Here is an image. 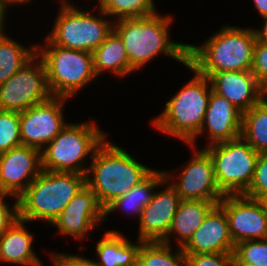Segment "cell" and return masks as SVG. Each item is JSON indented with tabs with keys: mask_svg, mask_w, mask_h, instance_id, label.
Here are the masks:
<instances>
[{
	"mask_svg": "<svg viewBox=\"0 0 267 266\" xmlns=\"http://www.w3.org/2000/svg\"><path fill=\"white\" fill-rule=\"evenodd\" d=\"M171 22L170 14L161 16L159 12L146 17L114 20L113 30L123 41L133 71L145 67L161 53L184 66L188 63V43L171 41Z\"/></svg>",
	"mask_w": 267,
	"mask_h": 266,
	"instance_id": "cell-1",
	"label": "cell"
},
{
	"mask_svg": "<svg viewBox=\"0 0 267 266\" xmlns=\"http://www.w3.org/2000/svg\"><path fill=\"white\" fill-rule=\"evenodd\" d=\"M89 164L86 185L96 194L104 209L154 170L108 139L97 148Z\"/></svg>",
	"mask_w": 267,
	"mask_h": 266,
	"instance_id": "cell-2",
	"label": "cell"
},
{
	"mask_svg": "<svg viewBox=\"0 0 267 266\" xmlns=\"http://www.w3.org/2000/svg\"><path fill=\"white\" fill-rule=\"evenodd\" d=\"M257 37L253 28L222 26L200 46L188 44V63L200 74L251 70Z\"/></svg>",
	"mask_w": 267,
	"mask_h": 266,
	"instance_id": "cell-3",
	"label": "cell"
},
{
	"mask_svg": "<svg viewBox=\"0 0 267 266\" xmlns=\"http://www.w3.org/2000/svg\"><path fill=\"white\" fill-rule=\"evenodd\" d=\"M185 66L195 72L194 77L166 102L163 112L152 120L151 125L158 132L189 143L200 132L212 87L208 77L189 63Z\"/></svg>",
	"mask_w": 267,
	"mask_h": 266,
	"instance_id": "cell-4",
	"label": "cell"
},
{
	"mask_svg": "<svg viewBox=\"0 0 267 266\" xmlns=\"http://www.w3.org/2000/svg\"><path fill=\"white\" fill-rule=\"evenodd\" d=\"M85 185V174L42 170L18 197L19 219L52 224Z\"/></svg>",
	"mask_w": 267,
	"mask_h": 266,
	"instance_id": "cell-5",
	"label": "cell"
},
{
	"mask_svg": "<svg viewBox=\"0 0 267 266\" xmlns=\"http://www.w3.org/2000/svg\"><path fill=\"white\" fill-rule=\"evenodd\" d=\"M95 121L69 123L41 151L42 170L87 173L84 160L93 158L97 148L108 137Z\"/></svg>",
	"mask_w": 267,
	"mask_h": 266,
	"instance_id": "cell-6",
	"label": "cell"
},
{
	"mask_svg": "<svg viewBox=\"0 0 267 266\" xmlns=\"http://www.w3.org/2000/svg\"><path fill=\"white\" fill-rule=\"evenodd\" d=\"M36 45V54L42 60L49 90L54 97L72 98L96 79L92 53L67 49L53 44Z\"/></svg>",
	"mask_w": 267,
	"mask_h": 266,
	"instance_id": "cell-7",
	"label": "cell"
},
{
	"mask_svg": "<svg viewBox=\"0 0 267 266\" xmlns=\"http://www.w3.org/2000/svg\"><path fill=\"white\" fill-rule=\"evenodd\" d=\"M60 6L55 23L47 35L57 46L92 53L113 31L114 21L109 20L111 17L99 7L97 11L100 17L72 3Z\"/></svg>",
	"mask_w": 267,
	"mask_h": 266,
	"instance_id": "cell-8",
	"label": "cell"
},
{
	"mask_svg": "<svg viewBox=\"0 0 267 266\" xmlns=\"http://www.w3.org/2000/svg\"><path fill=\"white\" fill-rule=\"evenodd\" d=\"M214 163L215 178L225 195H242L250 187L259 153L241 136L204 148Z\"/></svg>",
	"mask_w": 267,
	"mask_h": 266,
	"instance_id": "cell-9",
	"label": "cell"
},
{
	"mask_svg": "<svg viewBox=\"0 0 267 266\" xmlns=\"http://www.w3.org/2000/svg\"><path fill=\"white\" fill-rule=\"evenodd\" d=\"M51 97L46 70L37 54L11 78L0 84L1 110L22 112Z\"/></svg>",
	"mask_w": 267,
	"mask_h": 266,
	"instance_id": "cell-10",
	"label": "cell"
},
{
	"mask_svg": "<svg viewBox=\"0 0 267 266\" xmlns=\"http://www.w3.org/2000/svg\"><path fill=\"white\" fill-rule=\"evenodd\" d=\"M190 147L194 155L181 170L179 179H175L169 171H165V179L172 181L170 184L176 189L181 200L220 201L225 194L216 182L211 156L204 148L197 151V147Z\"/></svg>",
	"mask_w": 267,
	"mask_h": 266,
	"instance_id": "cell-11",
	"label": "cell"
},
{
	"mask_svg": "<svg viewBox=\"0 0 267 266\" xmlns=\"http://www.w3.org/2000/svg\"><path fill=\"white\" fill-rule=\"evenodd\" d=\"M67 98L52 96L49 100L19 112L23 146L42 149L68 124L63 115Z\"/></svg>",
	"mask_w": 267,
	"mask_h": 266,
	"instance_id": "cell-12",
	"label": "cell"
},
{
	"mask_svg": "<svg viewBox=\"0 0 267 266\" xmlns=\"http://www.w3.org/2000/svg\"><path fill=\"white\" fill-rule=\"evenodd\" d=\"M228 219L234 244L245 240L267 238V212L262 204L242 195H225L218 203Z\"/></svg>",
	"mask_w": 267,
	"mask_h": 266,
	"instance_id": "cell-13",
	"label": "cell"
},
{
	"mask_svg": "<svg viewBox=\"0 0 267 266\" xmlns=\"http://www.w3.org/2000/svg\"><path fill=\"white\" fill-rule=\"evenodd\" d=\"M41 150L19 146L0 154V193L19 197L41 173Z\"/></svg>",
	"mask_w": 267,
	"mask_h": 266,
	"instance_id": "cell-14",
	"label": "cell"
},
{
	"mask_svg": "<svg viewBox=\"0 0 267 266\" xmlns=\"http://www.w3.org/2000/svg\"><path fill=\"white\" fill-rule=\"evenodd\" d=\"M104 219V208L99 204L96 194L85 185L51 225L58 228L60 234L79 240L88 237L89 231Z\"/></svg>",
	"mask_w": 267,
	"mask_h": 266,
	"instance_id": "cell-15",
	"label": "cell"
},
{
	"mask_svg": "<svg viewBox=\"0 0 267 266\" xmlns=\"http://www.w3.org/2000/svg\"><path fill=\"white\" fill-rule=\"evenodd\" d=\"M180 201V196L170 182L164 190H155L151 202L144 207L138 218L137 239L143 242H162L167 236Z\"/></svg>",
	"mask_w": 267,
	"mask_h": 266,
	"instance_id": "cell-16",
	"label": "cell"
},
{
	"mask_svg": "<svg viewBox=\"0 0 267 266\" xmlns=\"http://www.w3.org/2000/svg\"><path fill=\"white\" fill-rule=\"evenodd\" d=\"M243 113L226 98L211 90L200 132L187 144L196 147L198 136L208 134L209 145L240 137Z\"/></svg>",
	"mask_w": 267,
	"mask_h": 266,
	"instance_id": "cell-17",
	"label": "cell"
},
{
	"mask_svg": "<svg viewBox=\"0 0 267 266\" xmlns=\"http://www.w3.org/2000/svg\"><path fill=\"white\" fill-rule=\"evenodd\" d=\"M209 81L213 92L226 98L242 113L267 96L250 70L216 72L209 77Z\"/></svg>",
	"mask_w": 267,
	"mask_h": 266,
	"instance_id": "cell-18",
	"label": "cell"
},
{
	"mask_svg": "<svg viewBox=\"0 0 267 266\" xmlns=\"http://www.w3.org/2000/svg\"><path fill=\"white\" fill-rule=\"evenodd\" d=\"M234 248L227 216L217 204L182 250L184 254L233 253Z\"/></svg>",
	"mask_w": 267,
	"mask_h": 266,
	"instance_id": "cell-19",
	"label": "cell"
},
{
	"mask_svg": "<svg viewBox=\"0 0 267 266\" xmlns=\"http://www.w3.org/2000/svg\"><path fill=\"white\" fill-rule=\"evenodd\" d=\"M220 201L181 200L177 212L172 219L167 236L162 243L171 245V235L175 236V243L183 248L200 227L208 213ZM176 234V235H175ZM177 236V237H176Z\"/></svg>",
	"mask_w": 267,
	"mask_h": 266,
	"instance_id": "cell-20",
	"label": "cell"
},
{
	"mask_svg": "<svg viewBox=\"0 0 267 266\" xmlns=\"http://www.w3.org/2000/svg\"><path fill=\"white\" fill-rule=\"evenodd\" d=\"M25 221L17 219L0 236V261L22 266H41L43 263L33 248V233L24 226Z\"/></svg>",
	"mask_w": 267,
	"mask_h": 266,
	"instance_id": "cell-21",
	"label": "cell"
},
{
	"mask_svg": "<svg viewBox=\"0 0 267 266\" xmlns=\"http://www.w3.org/2000/svg\"><path fill=\"white\" fill-rule=\"evenodd\" d=\"M118 230H108L95 245L97 266H137V257L143 241L133 243Z\"/></svg>",
	"mask_w": 267,
	"mask_h": 266,
	"instance_id": "cell-22",
	"label": "cell"
},
{
	"mask_svg": "<svg viewBox=\"0 0 267 266\" xmlns=\"http://www.w3.org/2000/svg\"><path fill=\"white\" fill-rule=\"evenodd\" d=\"M168 181L165 179V171L154 169L144 180L138 185L133 186L125 195L116 198L110 203L105 210V218L112 212L124 210L127 214L140 215L145 206L152 199L154 189L164 186Z\"/></svg>",
	"mask_w": 267,
	"mask_h": 266,
	"instance_id": "cell-23",
	"label": "cell"
},
{
	"mask_svg": "<svg viewBox=\"0 0 267 266\" xmlns=\"http://www.w3.org/2000/svg\"><path fill=\"white\" fill-rule=\"evenodd\" d=\"M94 72L99 77L103 72H112L120 77L131 75L127 51L122 39L113 30L107 38L92 52Z\"/></svg>",
	"mask_w": 267,
	"mask_h": 266,
	"instance_id": "cell-24",
	"label": "cell"
},
{
	"mask_svg": "<svg viewBox=\"0 0 267 266\" xmlns=\"http://www.w3.org/2000/svg\"><path fill=\"white\" fill-rule=\"evenodd\" d=\"M240 136L259 154L267 153V96L243 113Z\"/></svg>",
	"mask_w": 267,
	"mask_h": 266,
	"instance_id": "cell-25",
	"label": "cell"
},
{
	"mask_svg": "<svg viewBox=\"0 0 267 266\" xmlns=\"http://www.w3.org/2000/svg\"><path fill=\"white\" fill-rule=\"evenodd\" d=\"M35 55L36 44L28 48L7 34H0V84L11 78Z\"/></svg>",
	"mask_w": 267,
	"mask_h": 266,
	"instance_id": "cell-26",
	"label": "cell"
},
{
	"mask_svg": "<svg viewBox=\"0 0 267 266\" xmlns=\"http://www.w3.org/2000/svg\"><path fill=\"white\" fill-rule=\"evenodd\" d=\"M162 242H143L140 246L137 266H187V258L182 248Z\"/></svg>",
	"mask_w": 267,
	"mask_h": 266,
	"instance_id": "cell-27",
	"label": "cell"
},
{
	"mask_svg": "<svg viewBox=\"0 0 267 266\" xmlns=\"http://www.w3.org/2000/svg\"><path fill=\"white\" fill-rule=\"evenodd\" d=\"M99 9L113 21L122 18L146 17L158 13L155 0H98Z\"/></svg>",
	"mask_w": 267,
	"mask_h": 266,
	"instance_id": "cell-28",
	"label": "cell"
},
{
	"mask_svg": "<svg viewBox=\"0 0 267 266\" xmlns=\"http://www.w3.org/2000/svg\"><path fill=\"white\" fill-rule=\"evenodd\" d=\"M233 254L237 266H267V238L239 242Z\"/></svg>",
	"mask_w": 267,
	"mask_h": 266,
	"instance_id": "cell-29",
	"label": "cell"
},
{
	"mask_svg": "<svg viewBox=\"0 0 267 266\" xmlns=\"http://www.w3.org/2000/svg\"><path fill=\"white\" fill-rule=\"evenodd\" d=\"M22 146L19 112L0 109V154Z\"/></svg>",
	"mask_w": 267,
	"mask_h": 266,
	"instance_id": "cell-30",
	"label": "cell"
},
{
	"mask_svg": "<svg viewBox=\"0 0 267 266\" xmlns=\"http://www.w3.org/2000/svg\"><path fill=\"white\" fill-rule=\"evenodd\" d=\"M267 193V153L259 154L249 189L243 194L258 200Z\"/></svg>",
	"mask_w": 267,
	"mask_h": 266,
	"instance_id": "cell-31",
	"label": "cell"
},
{
	"mask_svg": "<svg viewBox=\"0 0 267 266\" xmlns=\"http://www.w3.org/2000/svg\"><path fill=\"white\" fill-rule=\"evenodd\" d=\"M187 266H237L233 253L185 254Z\"/></svg>",
	"mask_w": 267,
	"mask_h": 266,
	"instance_id": "cell-32",
	"label": "cell"
},
{
	"mask_svg": "<svg viewBox=\"0 0 267 266\" xmlns=\"http://www.w3.org/2000/svg\"><path fill=\"white\" fill-rule=\"evenodd\" d=\"M259 85L267 92V44L256 40L254 46L253 63L250 70Z\"/></svg>",
	"mask_w": 267,
	"mask_h": 266,
	"instance_id": "cell-33",
	"label": "cell"
},
{
	"mask_svg": "<svg viewBox=\"0 0 267 266\" xmlns=\"http://www.w3.org/2000/svg\"><path fill=\"white\" fill-rule=\"evenodd\" d=\"M13 197V206L9 205L5 199L6 197ZM19 218L18 197L10 194L0 195V236L6 232L14 222Z\"/></svg>",
	"mask_w": 267,
	"mask_h": 266,
	"instance_id": "cell-34",
	"label": "cell"
},
{
	"mask_svg": "<svg viewBox=\"0 0 267 266\" xmlns=\"http://www.w3.org/2000/svg\"><path fill=\"white\" fill-rule=\"evenodd\" d=\"M51 262L53 266H97L95 260L85 258L75 254H66V253H50Z\"/></svg>",
	"mask_w": 267,
	"mask_h": 266,
	"instance_id": "cell-35",
	"label": "cell"
},
{
	"mask_svg": "<svg viewBox=\"0 0 267 266\" xmlns=\"http://www.w3.org/2000/svg\"><path fill=\"white\" fill-rule=\"evenodd\" d=\"M264 19V26L261 28L254 29L256 32L257 40L267 44V16L263 17Z\"/></svg>",
	"mask_w": 267,
	"mask_h": 266,
	"instance_id": "cell-36",
	"label": "cell"
},
{
	"mask_svg": "<svg viewBox=\"0 0 267 266\" xmlns=\"http://www.w3.org/2000/svg\"><path fill=\"white\" fill-rule=\"evenodd\" d=\"M8 13V8L0 1V34L5 33V19Z\"/></svg>",
	"mask_w": 267,
	"mask_h": 266,
	"instance_id": "cell-37",
	"label": "cell"
},
{
	"mask_svg": "<svg viewBox=\"0 0 267 266\" xmlns=\"http://www.w3.org/2000/svg\"><path fill=\"white\" fill-rule=\"evenodd\" d=\"M259 15L263 17L267 16V0H253Z\"/></svg>",
	"mask_w": 267,
	"mask_h": 266,
	"instance_id": "cell-38",
	"label": "cell"
},
{
	"mask_svg": "<svg viewBox=\"0 0 267 266\" xmlns=\"http://www.w3.org/2000/svg\"><path fill=\"white\" fill-rule=\"evenodd\" d=\"M8 9L9 6H15V5H18V4H26L28 2H30V0H0ZM13 4V5H12Z\"/></svg>",
	"mask_w": 267,
	"mask_h": 266,
	"instance_id": "cell-39",
	"label": "cell"
},
{
	"mask_svg": "<svg viewBox=\"0 0 267 266\" xmlns=\"http://www.w3.org/2000/svg\"><path fill=\"white\" fill-rule=\"evenodd\" d=\"M258 201L262 204L263 209L267 212V193L263 194Z\"/></svg>",
	"mask_w": 267,
	"mask_h": 266,
	"instance_id": "cell-40",
	"label": "cell"
},
{
	"mask_svg": "<svg viewBox=\"0 0 267 266\" xmlns=\"http://www.w3.org/2000/svg\"><path fill=\"white\" fill-rule=\"evenodd\" d=\"M60 1H61L60 4H70V1H68V0H60Z\"/></svg>",
	"mask_w": 267,
	"mask_h": 266,
	"instance_id": "cell-41",
	"label": "cell"
}]
</instances>
